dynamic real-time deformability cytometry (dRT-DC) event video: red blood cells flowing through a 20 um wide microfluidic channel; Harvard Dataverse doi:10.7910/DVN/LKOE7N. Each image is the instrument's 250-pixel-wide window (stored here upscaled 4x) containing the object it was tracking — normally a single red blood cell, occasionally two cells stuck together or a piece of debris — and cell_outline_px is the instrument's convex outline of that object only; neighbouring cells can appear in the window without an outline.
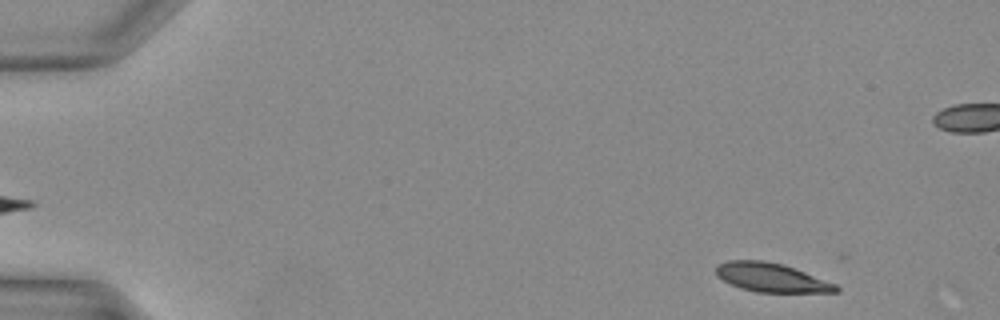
{"species": "Egyptian fruit bat (a non-hibernating species)", "species_latin": "Rousettus aegyptiacus", "temperature_condition": "warm", "stored_images_in_passage": 38, "segment_of_instrument_passage": [1, 2], "camera_frame_rate_fps": 3000, "um_per_image_px": 0.085, "animal": {"sex": "female"}, "frame": {"image": 1, "passage_image": 2, "time_ms": 0.333, "image_size_px": [1000, 320], "cell_outline_px": [[840, 292], [756, 292], [740, 288], [716, 276], [716, 264], [728, 260], [764, 260], [784, 264], [836, 284], [840, 288]], "centroid_in_image_um": [65.55, 23.58], "position_along_channel_um": 19.4, "area_um2": 20.23}}
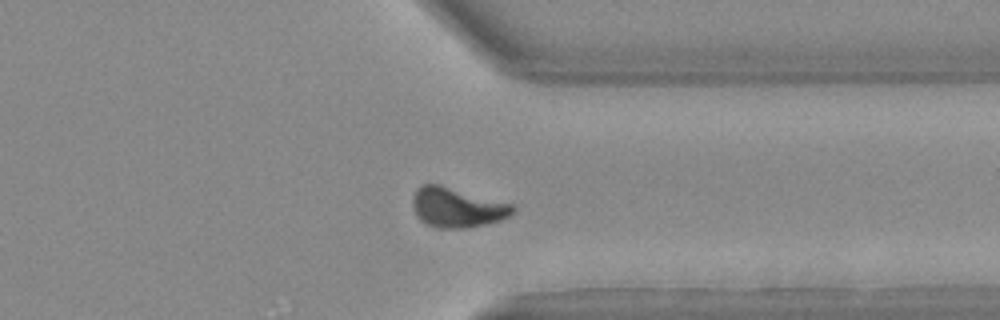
{"frame": {"image": 2, "passage_image": 29, "time_ms": 9.333, "image_size_px": [1000, 320], "cell_outline_px": [[516, 212], [500, 220], [468, 228], [436, 228], [420, 220], [412, 204], [412, 196], [416, 188], [420, 184], [440, 184], [512, 204], [516, 208]], "centroid_in_image_um": [38.84, 17.62], "position_along_channel_um": 372.6, "area_um2": 23.24}}
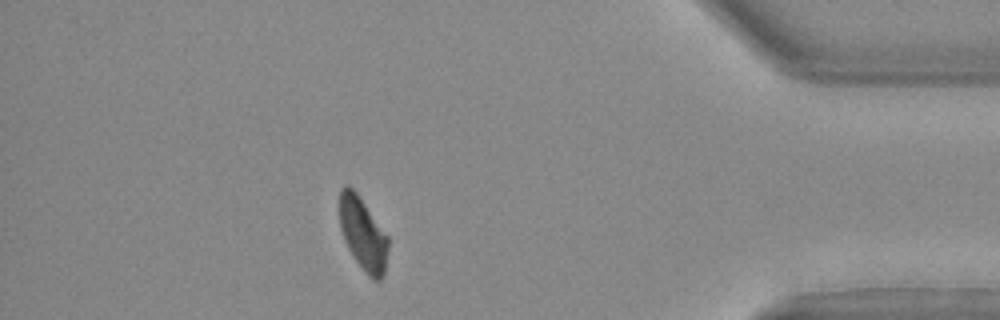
{"frame": {"image": 3, "passage_image": 33, "time_ms": 10.667, "image_size_px": [1000, 320], "cell_outline_px": [[388, 248], [384, 272], [380, 280], [372, 280], [364, 272], [348, 248], [344, 240], [340, 228], [340, 188], [344, 184], [348, 184], [356, 192], [388, 236]], "centroid_in_image_um": [30.84, 19.87], "position_along_channel_um": 404.4, "area_um2": 20.46}}